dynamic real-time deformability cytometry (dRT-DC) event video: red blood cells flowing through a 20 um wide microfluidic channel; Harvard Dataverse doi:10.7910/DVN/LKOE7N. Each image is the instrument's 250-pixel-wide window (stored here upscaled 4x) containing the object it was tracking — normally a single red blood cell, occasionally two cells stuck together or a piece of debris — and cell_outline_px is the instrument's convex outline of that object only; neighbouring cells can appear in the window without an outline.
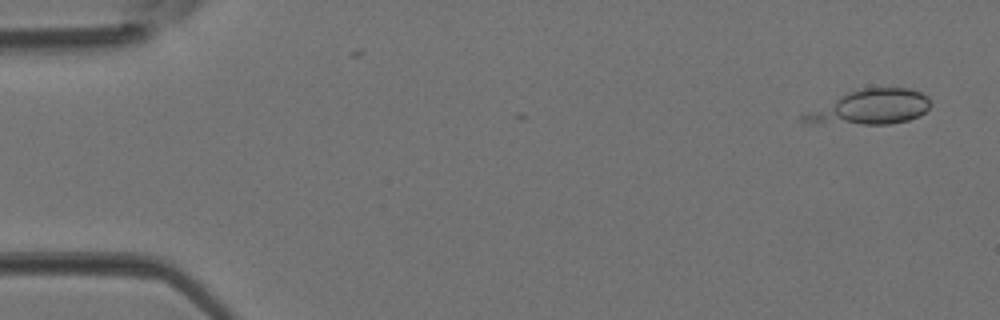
{"species": "Egyptian fruit bat (a non-hibernating species)", "species_latin": "Rousettus aegyptiacus", "temperature_condition": "room temperature", "stored_images_in_passage": 4, "camera_frame_rate_fps": 3000, "um_per_image_px": 0.085, "animal": {"sex": "female"}, "frame": {"image": 1, "passage_image": 1, "time_ms": 0.0, "image_size_px": [1000, 320], "cell_outline_px": [[932, 104], [920, 116], [908, 120], [888, 124], [808, 124], [800, 120], [800, 116], [804, 112], [848, 92], [864, 88], [908, 88], [920, 92], [928, 96]], "centroid_in_image_um": [73.94, 9.13], "position_along_channel_um": 11.1, "area_um2": 25.89}}
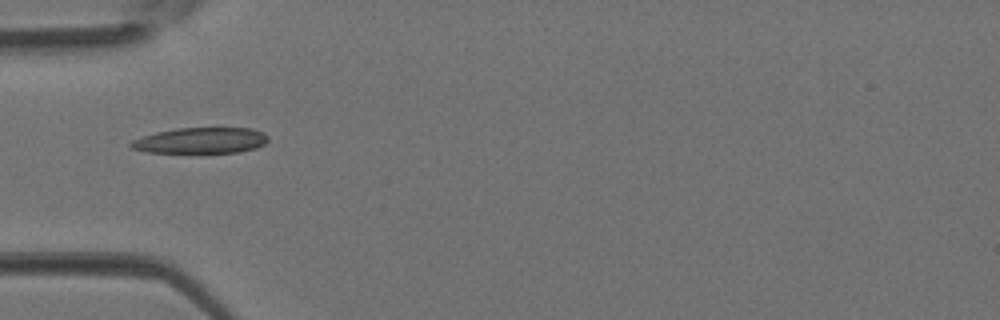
{"frame": {"image": 2, "passage_image": 4, "time_ms": 1.0, "image_size_px": [1000, 320], "cell_outline_px": [[268, 140], [264, 144], [256, 148], [240, 152], [144, 152], [132, 148], [128, 144], [132, 140], [156, 132], [176, 128], [252, 128], [264, 132], [268, 136]], "centroid_in_image_um": [17.09, 11.93], "position_along_channel_um": 67.9, "area_um2": 20.63}}